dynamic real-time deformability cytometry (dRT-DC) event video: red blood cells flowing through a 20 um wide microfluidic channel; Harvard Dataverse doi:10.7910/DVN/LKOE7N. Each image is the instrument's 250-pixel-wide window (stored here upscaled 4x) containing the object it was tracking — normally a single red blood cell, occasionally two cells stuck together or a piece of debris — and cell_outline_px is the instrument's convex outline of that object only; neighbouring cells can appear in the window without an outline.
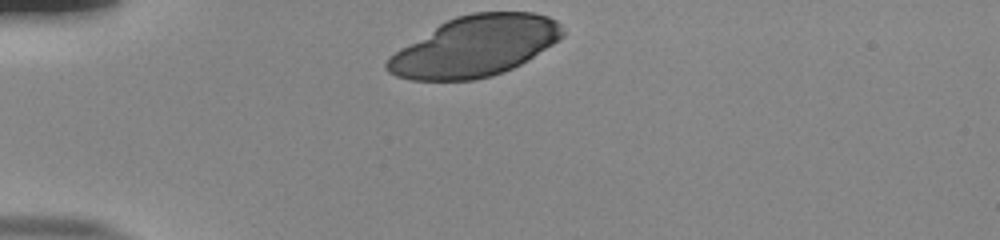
{"species": "human", "species_latin": "Homo sapiens", "temperature_condition": "room temperature", "stored_images_in_passage": 32, "camera_frame_rate_fps": 3000, "um_per_image_px": 0.085, "donor": {"sex": "male"}, "frame": {"image": 1, "passage_image": 1, "time_ms": 0.0, "image_size_px": [1000, 240], "cell_outline_px": [[564, 36], [552, 44], [520, 64], [504, 72], [492, 76], [472, 80], [412, 80], [396, 76], [388, 72], [384, 68], [384, 64], [388, 56], [400, 48], [440, 24], [456, 16], [472, 12], [532, 12], [548, 16], [556, 20], [560, 24], [564, 32]], "centroid_in_image_um": [40.35, 3.94], "position_along_channel_um": 44.7, "area_um2": 61.61}}